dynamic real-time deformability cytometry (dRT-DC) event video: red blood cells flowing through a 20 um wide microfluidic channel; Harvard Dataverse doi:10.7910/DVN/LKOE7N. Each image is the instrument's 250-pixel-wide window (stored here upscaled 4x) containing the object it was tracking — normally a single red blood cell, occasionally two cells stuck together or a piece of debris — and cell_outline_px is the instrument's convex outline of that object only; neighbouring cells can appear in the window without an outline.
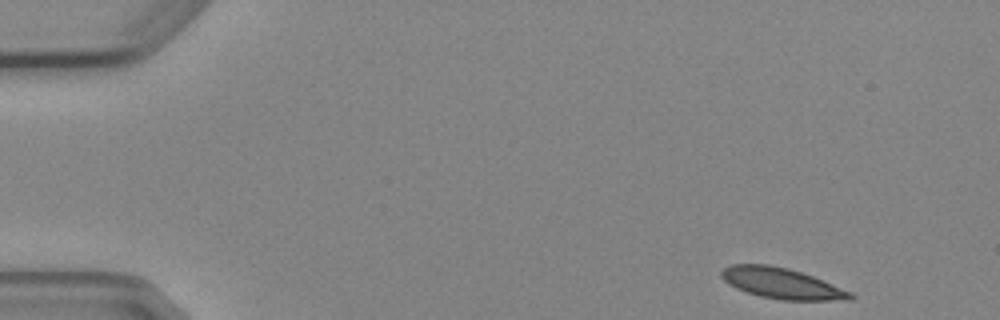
{"species": "Egyptian fruit bat (a non-hibernating species)", "species_latin": "Rousettus aegyptiacus", "temperature_condition": "cold", "stored_images_in_passage": 5, "segment_of_instrument_passage": [1, 2], "camera_frame_rate_fps": 3000, "um_per_image_px": 0.085, "animal": {"sex": "female"}, "frame": {"image": 1, "passage_image": 1, "time_ms": 0.0, "image_size_px": [1000, 320], "cell_outline_px": [[856, 296], [848, 300], [780, 300], [760, 296], [736, 288], [728, 284], [720, 276], [720, 272], [724, 268], [732, 264], [768, 264], [788, 268], [812, 276], [852, 292]], "centroid_in_image_um": [66.43, 24.08], "position_along_channel_um": 18.6, "area_um2": 23.0}}
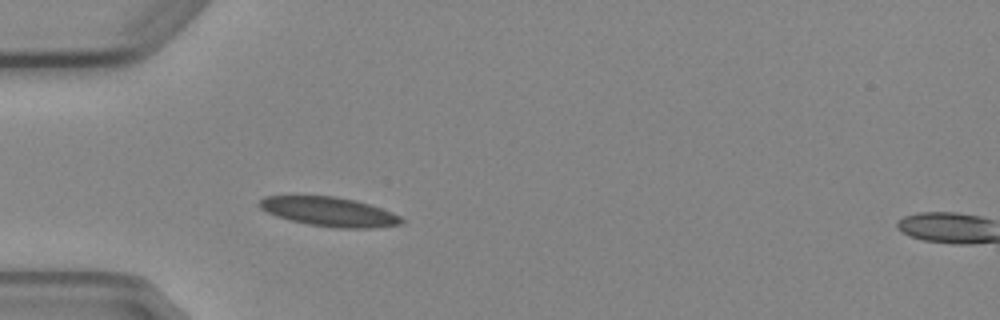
{"frame": {"image": 2, "passage_image": 4, "time_ms": 3.667, "image_size_px": [1000, 320], "cell_outline_px": [[404, 224], [368, 228], [340, 228], [308, 224], [276, 216], [260, 208], [256, 204], [264, 196], [336, 196], [356, 200], [392, 212], [400, 216], [404, 220]], "centroid_in_image_um": [27.99, 17.99], "position_along_channel_um": 57.0, "area_um2": 24.1}}